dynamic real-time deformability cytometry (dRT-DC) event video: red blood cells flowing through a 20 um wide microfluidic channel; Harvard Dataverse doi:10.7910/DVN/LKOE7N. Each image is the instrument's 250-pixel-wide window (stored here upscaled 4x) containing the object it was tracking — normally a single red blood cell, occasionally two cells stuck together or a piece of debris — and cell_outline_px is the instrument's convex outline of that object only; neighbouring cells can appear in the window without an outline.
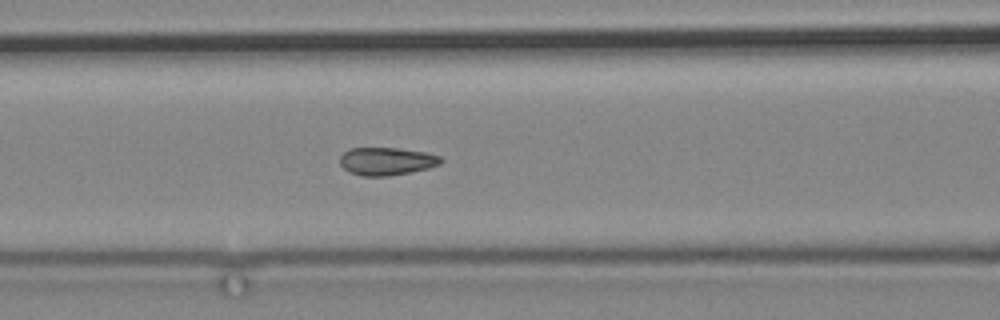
{"species": "common noctule bat (a hibernating species)", "species_latin": "Nyctalus noctula", "temperature_condition": "cold", "stored_images_in_passage": 11, "camera_frame_rate_fps": 3000, "um_per_image_px": 0.085, "animal": {"sex": "male", "body_mass_g": 19.2, "forearm_length_mm": 51.8}, "frame": {"image": 1, "passage_image": 11, "time_ms": 13.0, "image_size_px": [1000, 320], "cell_outline_px": [[444, 160], [440, 164], [428, 168], [388, 176], [360, 176], [348, 172], [340, 164], [340, 156], [348, 148], [396, 148], [424, 152], [440, 156]], "centroid_in_image_um": [32.83, 13.71], "position_along_channel_um": 133.8, "area_um2": 16.36}}